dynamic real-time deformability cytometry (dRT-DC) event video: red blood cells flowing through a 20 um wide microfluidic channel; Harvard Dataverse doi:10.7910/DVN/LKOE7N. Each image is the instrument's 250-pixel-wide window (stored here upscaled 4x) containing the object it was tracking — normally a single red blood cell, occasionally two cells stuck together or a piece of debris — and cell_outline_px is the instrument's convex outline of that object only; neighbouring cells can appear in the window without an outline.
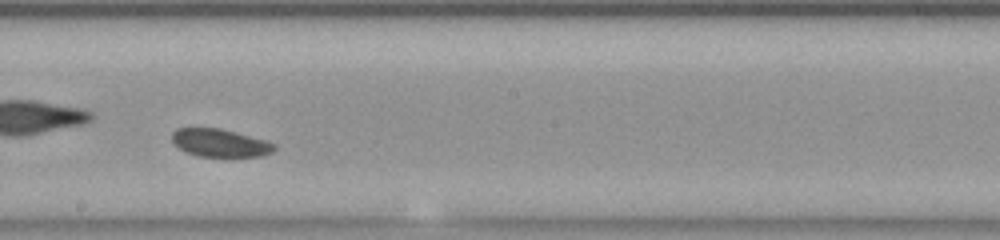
{"species": "common noctule bat (a hibernating species)", "species_latin": "Nyctalus noctula", "temperature_condition": "room temperature", "stored_images_in_passage": 37, "camera_frame_rate_fps": 3000, "um_per_image_px": 0.085, "animal": {"sex": "female", "body_mass_g": 23.0, "forearm_length_mm": 53.4}, "frame": {"image": 1, "passage_image": 16, "time_ms": 5.0, "image_size_px": [1000, 240], "cell_outline_px": [[276, 148], [272, 152], [260, 156], [200, 156], [184, 152], [172, 140], [172, 132], [176, 128], [220, 128], [236, 132], [264, 140], [276, 144]], "centroid_in_image_um": [18.69, 12.14], "position_along_channel_um": 229.5, "area_um2": 16.47}}